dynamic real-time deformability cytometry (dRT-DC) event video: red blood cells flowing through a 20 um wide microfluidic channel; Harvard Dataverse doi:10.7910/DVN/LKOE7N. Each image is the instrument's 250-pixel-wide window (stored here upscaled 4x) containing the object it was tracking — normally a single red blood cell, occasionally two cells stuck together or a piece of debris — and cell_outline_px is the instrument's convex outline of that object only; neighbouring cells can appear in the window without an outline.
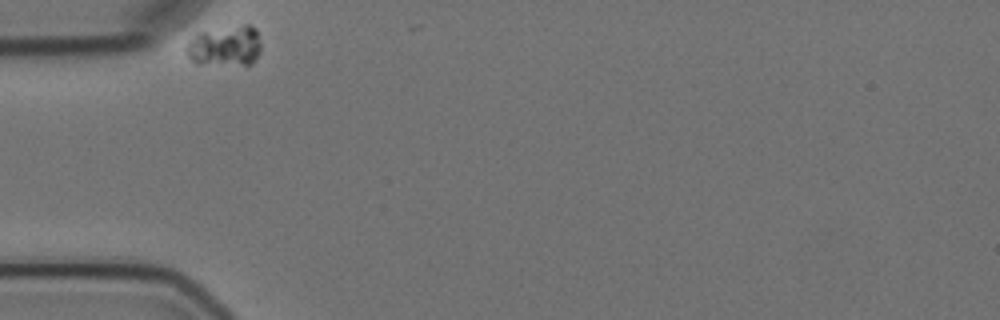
{"species": "Egyptian fruit bat (a non-hibernating species)", "species_latin": "Rousettus aegyptiacus", "temperature_condition": "cold", "stored_images_in_passage": 5, "camera_frame_rate_fps": 3000, "um_per_image_px": 0.085, "animal": {"sex": "female"}, "frame": {"image": 1, "passage_image": 1, "time_ms": 0.0, "image_size_px": [1000, 320], "cell_outline_px": [[260, 52], [252, 64], [196, 64], [184, 52], [184, 48], [200, 32], [244, 24], [252, 24], [256, 28], [260, 44]], "centroid_in_image_um": [19.15, 3.91], "position_along_channel_um": 65.8, "area_um2": 17.57}}
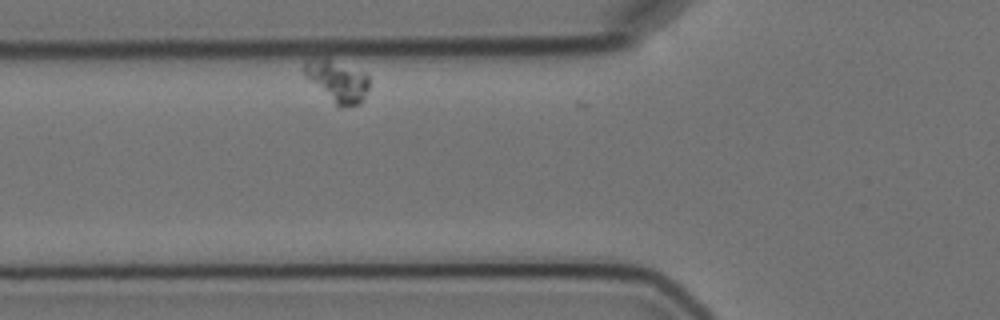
{"frame": {"image": 2, "passage_image": 2, "time_ms": 1.333, "image_size_px": [1000, 320], "cell_outline_px": [[368, 88], [360, 104], [344, 108], [340, 108], [304, 76], [304, 60], [316, 56], [328, 56], [364, 72], [368, 76]], "centroid_in_image_um": [28.64, 6.83], "position_along_channel_um": 97.2, "area_um2": 16.18}}
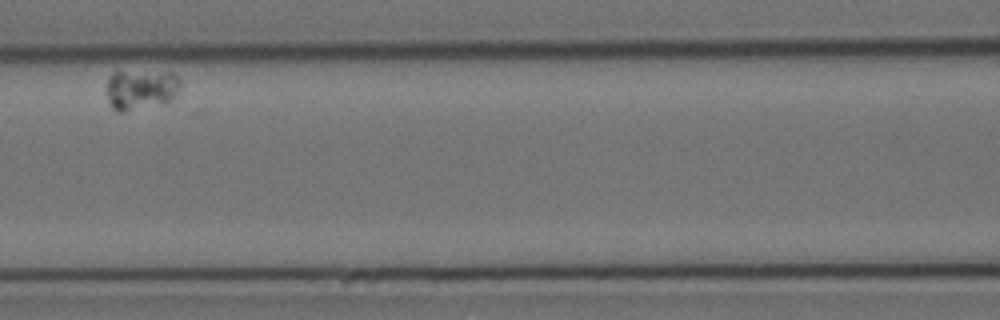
{"frame": {"image": 3, "passage_image": 4, "time_ms": 3.667, "image_size_px": [1000, 320], "cell_outline_px": [[180, 88], [168, 100], [124, 112], [120, 112], [112, 108], [104, 92], [108, 76], [116, 68], [172, 72], [180, 80]], "centroid_in_image_um": [11.85, 7.5], "position_along_channel_um": 154.8, "area_um2": 17.92}}